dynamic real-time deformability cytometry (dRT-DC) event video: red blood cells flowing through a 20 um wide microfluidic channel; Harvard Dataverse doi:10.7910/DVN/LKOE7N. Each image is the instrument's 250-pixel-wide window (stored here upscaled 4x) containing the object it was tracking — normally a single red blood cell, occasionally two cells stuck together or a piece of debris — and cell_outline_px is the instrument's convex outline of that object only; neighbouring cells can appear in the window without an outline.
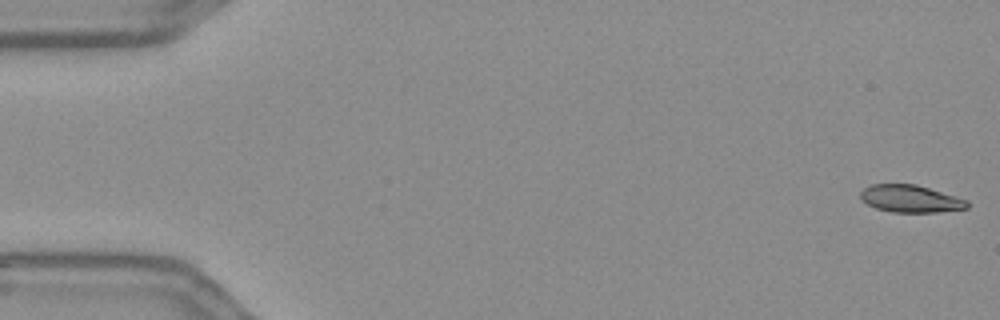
{"species": "Egyptian fruit bat (a non-hibernating species)", "species_latin": "Rousettus aegyptiacus", "temperature_condition": "warm", "stored_images_in_passage": 56, "camera_frame_rate_fps": 3000, "um_per_image_px": 0.085, "frame": {"image": 1, "passage_image": 1, "time_ms": 0.0, "image_size_px": [1000, 320], "cell_outline_px": [[968, 208], [936, 212], [892, 212], [876, 208], [860, 200], [860, 192], [864, 188], [872, 184], [916, 184], [956, 196], [968, 200]], "centroid_in_image_um": [77.38, 16.89], "position_along_channel_um": 7.6, "area_um2": 16.99}}
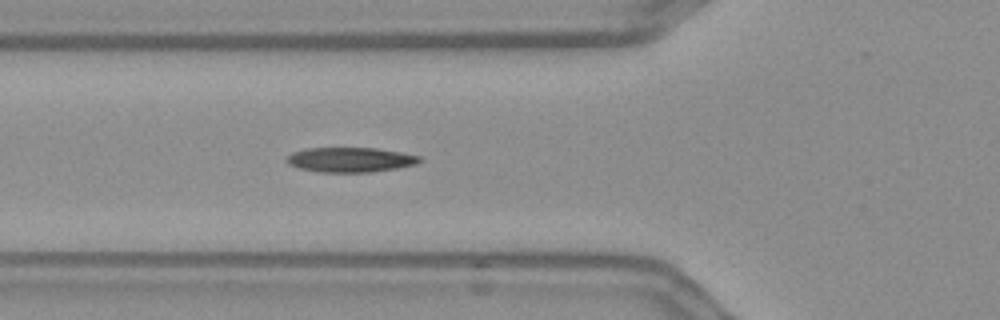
{"frame": {"image": 2, "passage_image": 20, "time_ms": 6.333, "image_size_px": [1000, 320], "cell_outline_px": [[424, 160], [416, 164], [396, 168], [372, 172], [320, 172], [300, 168], [288, 164], [284, 160], [284, 156], [292, 152], [304, 148], [376, 148], [404, 152], [420, 156]], "centroid_in_image_um": [29.76, 13.57], "position_along_channel_um": 96.0, "area_um2": 19.48}}
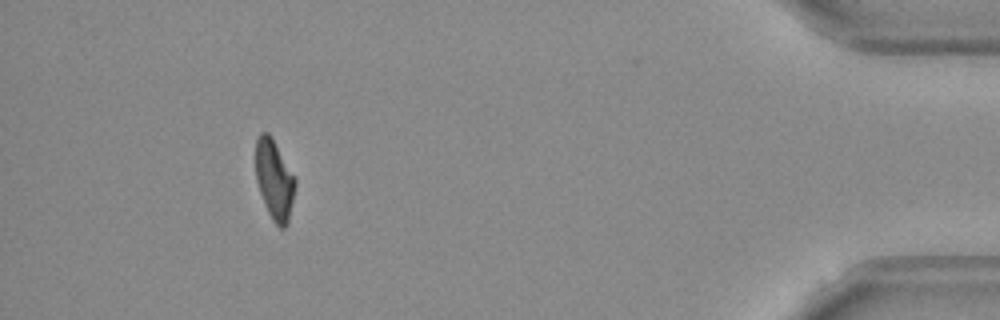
{"frame": {"image": 3, "passage_image": 51, "time_ms": 16.667, "image_size_px": [1000, 320], "cell_outline_px": [[296, 184], [288, 224], [284, 228], [280, 228], [272, 220], [264, 204], [256, 180], [256, 140], [260, 132], [268, 132], [272, 136], [296, 176]], "centroid_in_image_um": [23.34, 15.25], "position_along_channel_um": 411.9, "area_um2": 18.73}, "authors_computed_cell_mechanics": {"area_um2": 18.9006, "velocity_mm_per_s": 3.6502, "shape_relaxation_time_tau1_ms": 5.5969, "shape_relaxation_time_tau2_ms": 2.8058, "deformation_change_tau1": 0.1868, "deformation_change_tau2": 0.095}}